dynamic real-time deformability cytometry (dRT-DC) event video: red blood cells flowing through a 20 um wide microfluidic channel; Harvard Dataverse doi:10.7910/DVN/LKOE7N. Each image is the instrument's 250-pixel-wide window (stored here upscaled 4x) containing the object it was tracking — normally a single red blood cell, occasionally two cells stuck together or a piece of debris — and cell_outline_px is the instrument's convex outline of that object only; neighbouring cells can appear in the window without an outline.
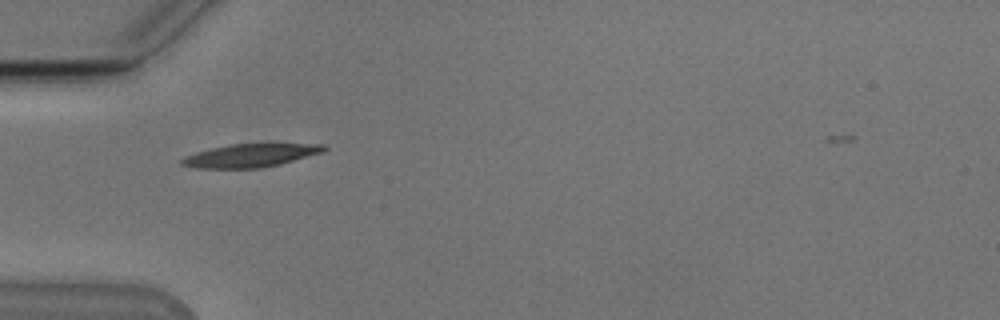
{"species": "Egyptian fruit bat (a non-hibernating species)", "species_latin": "Rousettus aegyptiacus", "temperature_condition": "cold", "stored_images_in_passage": 38, "camera_frame_rate_fps": 3000, "um_per_image_px": 0.085, "animal": {"sex": "male"}, "frame": {"image": 1, "passage_image": 2, "time_ms": 0.333, "image_size_px": [1000, 320], "cell_outline_px": [[328, 148], [324, 152], [280, 164], [260, 168], [196, 168], [180, 164], [180, 160], [184, 156], [196, 152], [212, 148], [232, 144], [324, 144]], "centroid_in_image_um": [21.29, 13.22], "position_along_channel_um": 63.7, "area_um2": 19.13}}
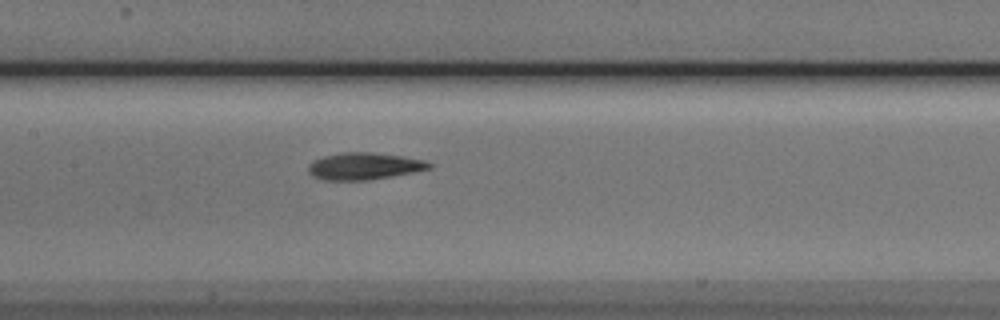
{"frame": {"image": 2, "passage_image": 11, "time_ms": 3.333, "image_size_px": [1000, 320], "cell_outline_px": [[432, 168], [392, 176], [368, 180], [324, 180], [312, 176], [308, 172], [308, 164], [312, 160], [324, 156], [340, 152], [372, 152], [400, 156], [424, 160], [432, 164]], "centroid_in_image_um": [30.9, 14.12], "position_along_channel_um": 176.5, "area_um2": 19.02}}
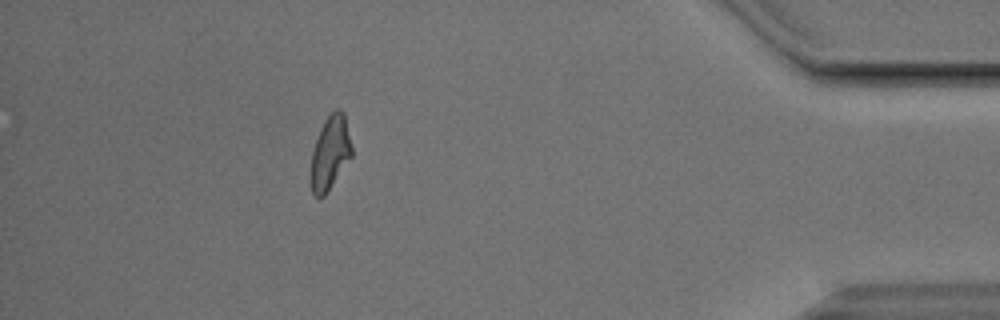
{"frame": {"image": 3, "passage_image": 33, "time_ms": 10.667, "image_size_px": [1000, 320], "cell_outline_px": [[352, 156], [324, 196], [316, 196], [312, 192], [312, 152], [320, 128], [324, 120], [336, 108], [340, 108], [344, 112], [352, 148]], "centroid_in_image_um": [28.09, 12.93], "position_along_channel_um": 407.1, "area_um2": 17.17}}